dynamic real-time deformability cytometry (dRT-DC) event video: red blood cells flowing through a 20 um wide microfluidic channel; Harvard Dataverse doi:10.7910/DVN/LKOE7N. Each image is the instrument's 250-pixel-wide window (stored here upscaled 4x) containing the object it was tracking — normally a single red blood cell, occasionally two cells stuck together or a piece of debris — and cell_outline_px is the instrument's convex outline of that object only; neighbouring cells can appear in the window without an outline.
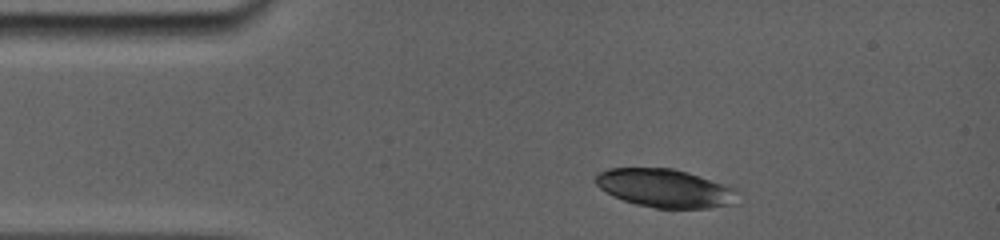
{"species": "common noctule bat (a hibernating species)", "species_latin": "Nyctalus noctula", "temperature_condition": "room temperature", "stored_images_in_passage": 2, "camera_frame_rate_fps": 5000, "um_per_image_px": 0.085, "animal": {"sex": "female", "body_mass_g": 19.0, "forearm_length_mm": 56.7}, "frame": {"image": 1, "passage_image": 1, "time_ms": 0.0, "image_size_px": [1000, 240], "cell_outline_px": [[740, 204], [708, 208], [656, 208], [636, 204], [624, 200], [600, 188], [596, 184], [596, 172], [608, 168], [672, 168], [688, 172], [736, 188]], "centroid_in_image_um": [56.59, 16.0], "position_along_channel_um": 28.4, "area_um2": 31.91}}